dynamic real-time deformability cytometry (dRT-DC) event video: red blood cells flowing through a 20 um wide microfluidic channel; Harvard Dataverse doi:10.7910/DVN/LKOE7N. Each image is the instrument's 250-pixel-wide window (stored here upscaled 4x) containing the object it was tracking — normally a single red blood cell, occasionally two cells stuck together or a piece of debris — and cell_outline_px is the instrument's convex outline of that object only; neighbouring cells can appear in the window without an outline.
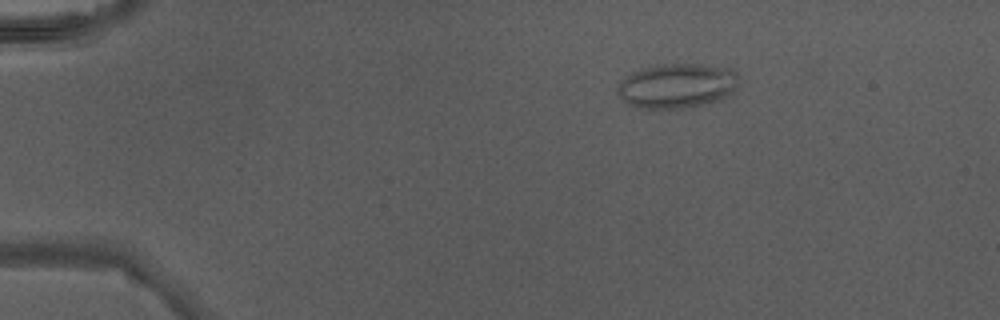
{"species": "Egyptian fruit bat (a non-hibernating species)", "species_latin": "Rousettus aegyptiacus", "temperature_condition": "warm", "stored_images_in_passage": 40, "camera_frame_rate_fps": 3000, "um_per_image_px": 0.085, "animal": {"sex": "male"}, "frame": {"image": 1, "passage_image": 1, "time_ms": 0.0, "image_size_px": [1000, 320], "cell_outline_px": [[736, 92], [720, 100], [684, 108], [636, 108], [628, 104], [616, 92], [616, 88], [632, 72], [640, 68], [664, 64], [692, 64], [732, 68], [736, 72]], "centroid_in_image_um": [57.55, 7.3], "position_along_channel_um": 27.4, "area_um2": 31.44}}